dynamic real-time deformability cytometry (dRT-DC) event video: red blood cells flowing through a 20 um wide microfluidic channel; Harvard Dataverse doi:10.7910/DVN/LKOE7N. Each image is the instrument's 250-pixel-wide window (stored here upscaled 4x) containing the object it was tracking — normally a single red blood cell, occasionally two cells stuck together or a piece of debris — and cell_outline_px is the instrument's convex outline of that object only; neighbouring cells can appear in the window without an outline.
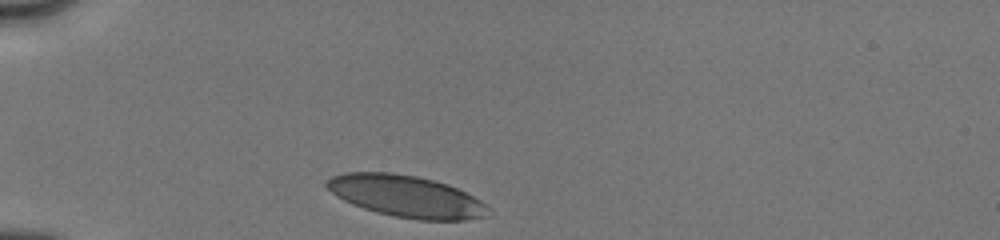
{"species": "human", "species_latin": "Homo sapiens", "temperature_condition": "cold", "stored_images_in_passage": 9, "camera_frame_rate_fps": 3000, "um_per_image_px": 0.085, "donor": {"sex": "male"}, "frame": {"image": 1, "passage_image": 1, "time_ms": 0.0, "image_size_px": [1000, 240], "cell_outline_px": [[488, 216], [464, 220], [420, 220], [392, 216], [376, 212], [352, 204], [336, 196], [324, 184], [324, 180], [332, 176], [344, 172], [392, 172], [416, 176], [448, 184], [488, 204]], "centroid_in_image_um": [34.51, 16.68], "position_along_channel_um": 50.5, "area_um2": 39.36}}
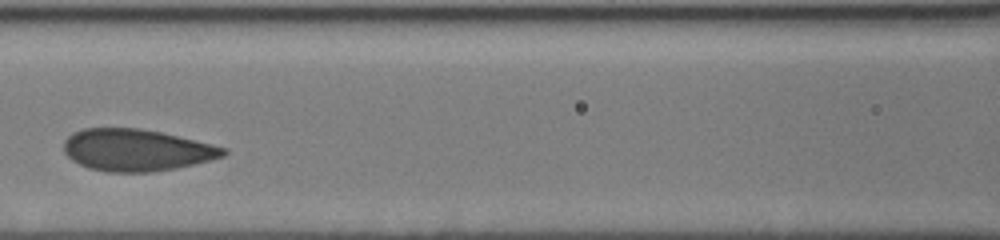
{"frame": {"image": 2, "passage_image": 6, "time_ms": 3.333, "image_size_px": [1000, 240], "cell_outline_px": [[228, 152], [224, 156], [176, 168], [152, 172], [104, 172], [88, 168], [72, 160], [64, 152], [64, 140], [72, 132], [84, 128], [136, 128], [160, 132], [228, 148]], "centroid_in_image_um": [11.56, 12.76], "position_along_channel_um": 155.0, "area_um2": 38.84}}
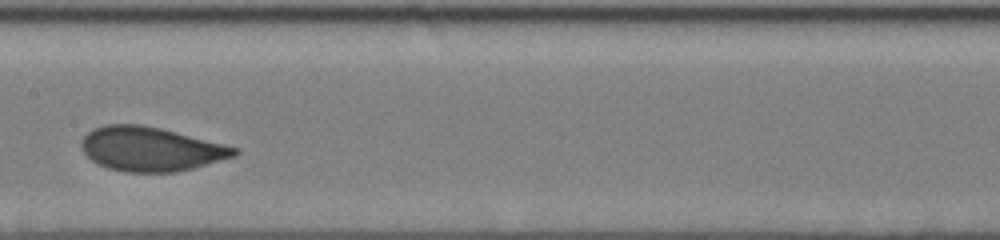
{"frame": {"image": 3, "passage_image": 8, "time_ms": 4.333, "image_size_px": [1000, 240], "cell_outline_px": [[240, 152], [236, 156], [192, 168], [176, 172], [128, 172], [108, 168], [96, 164], [80, 148], [80, 144], [84, 136], [92, 128], [108, 124], [140, 124], [160, 128], [240, 148]], "centroid_in_image_um": [12.81, 12.66], "position_along_channel_um": 194.6, "area_um2": 39.36}}